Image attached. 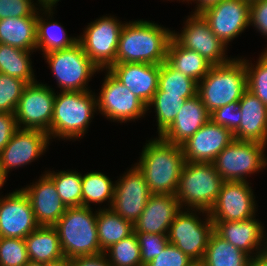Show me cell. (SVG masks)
<instances>
[{
    "label": "cell",
    "instance_id": "7dc6e473",
    "mask_svg": "<svg viewBox=\"0 0 267 266\" xmlns=\"http://www.w3.org/2000/svg\"><path fill=\"white\" fill-rule=\"evenodd\" d=\"M71 266H111L104 252L97 255L80 256L71 259Z\"/></svg>",
    "mask_w": 267,
    "mask_h": 266
},
{
    "label": "cell",
    "instance_id": "4dcf8cb0",
    "mask_svg": "<svg viewBox=\"0 0 267 266\" xmlns=\"http://www.w3.org/2000/svg\"><path fill=\"white\" fill-rule=\"evenodd\" d=\"M250 256L214 231L210 236L202 266H249Z\"/></svg>",
    "mask_w": 267,
    "mask_h": 266
},
{
    "label": "cell",
    "instance_id": "4316f807",
    "mask_svg": "<svg viewBox=\"0 0 267 266\" xmlns=\"http://www.w3.org/2000/svg\"><path fill=\"white\" fill-rule=\"evenodd\" d=\"M24 240L30 261L47 264L65 257L55 227L39 226Z\"/></svg>",
    "mask_w": 267,
    "mask_h": 266
},
{
    "label": "cell",
    "instance_id": "6da1fadb",
    "mask_svg": "<svg viewBox=\"0 0 267 266\" xmlns=\"http://www.w3.org/2000/svg\"><path fill=\"white\" fill-rule=\"evenodd\" d=\"M171 39L172 31L154 22L143 19L125 22L120 33L115 64L161 65L166 61Z\"/></svg>",
    "mask_w": 267,
    "mask_h": 266
},
{
    "label": "cell",
    "instance_id": "bcb514c9",
    "mask_svg": "<svg viewBox=\"0 0 267 266\" xmlns=\"http://www.w3.org/2000/svg\"><path fill=\"white\" fill-rule=\"evenodd\" d=\"M18 129L13 113H0V153Z\"/></svg>",
    "mask_w": 267,
    "mask_h": 266
},
{
    "label": "cell",
    "instance_id": "f1b7e54d",
    "mask_svg": "<svg viewBox=\"0 0 267 266\" xmlns=\"http://www.w3.org/2000/svg\"><path fill=\"white\" fill-rule=\"evenodd\" d=\"M165 62L197 83L208 74L213 66L199 53L180 46L173 38L169 42Z\"/></svg>",
    "mask_w": 267,
    "mask_h": 266
},
{
    "label": "cell",
    "instance_id": "8992f818",
    "mask_svg": "<svg viewBox=\"0 0 267 266\" xmlns=\"http://www.w3.org/2000/svg\"><path fill=\"white\" fill-rule=\"evenodd\" d=\"M223 183L213 163L185 162L174 195L182 209L209 212Z\"/></svg>",
    "mask_w": 267,
    "mask_h": 266
},
{
    "label": "cell",
    "instance_id": "9c48e42d",
    "mask_svg": "<svg viewBox=\"0 0 267 266\" xmlns=\"http://www.w3.org/2000/svg\"><path fill=\"white\" fill-rule=\"evenodd\" d=\"M267 144L233 140L212 162L224 181H247L248 175L267 166L264 154Z\"/></svg>",
    "mask_w": 267,
    "mask_h": 266
},
{
    "label": "cell",
    "instance_id": "681fc988",
    "mask_svg": "<svg viewBox=\"0 0 267 266\" xmlns=\"http://www.w3.org/2000/svg\"><path fill=\"white\" fill-rule=\"evenodd\" d=\"M189 1H190V3H191V1H193V2L196 1L194 3L197 4L196 5L197 7L195 6V11L193 13H200L204 9H206V8H208V7L214 5V4H216L222 0H189Z\"/></svg>",
    "mask_w": 267,
    "mask_h": 266
},
{
    "label": "cell",
    "instance_id": "e0dca14e",
    "mask_svg": "<svg viewBox=\"0 0 267 266\" xmlns=\"http://www.w3.org/2000/svg\"><path fill=\"white\" fill-rule=\"evenodd\" d=\"M48 133L40 130L17 129L0 153V171L7 179L12 169L37 160L48 149Z\"/></svg>",
    "mask_w": 267,
    "mask_h": 266
},
{
    "label": "cell",
    "instance_id": "2e32d148",
    "mask_svg": "<svg viewBox=\"0 0 267 266\" xmlns=\"http://www.w3.org/2000/svg\"><path fill=\"white\" fill-rule=\"evenodd\" d=\"M151 195L143 173L135 165L115 181L110 208L134 224L145 209Z\"/></svg>",
    "mask_w": 267,
    "mask_h": 266
},
{
    "label": "cell",
    "instance_id": "8fae6325",
    "mask_svg": "<svg viewBox=\"0 0 267 266\" xmlns=\"http://www.w3.org/2000/svg\"><path fill=\"white\" fill-rule=\"evenodd\" d=\"M27 84L14 115L19 129L40 130L48 133L52 121L55 91L42 82Z\"/></svg>",
    "mask_w": 267,
    "mask_h": 266
},
{
    "label": "cell",
    "instance_id": "44dd1931",
    "mask_svg": "<svg viewBox=\"0 0 267 266\" xmlns=\"http://www.w3.org/2000/svg\"><path fill=\"white\" fill-rule=\"evenodd\" d=\"M213 226L218 236L244 251L251 258L267 248L264 226L255 216L236 222L213 221Z\"/></svg>",
    "mask_w": 267,
    "mask_h": 266
},
{
    "label": "cell",
    "instance_id": "277c9868",
    "mask_svg": "<svg viewBox=\"0 0 267 266\" xmlns=\"http://www.w3.org/2000/svg\"><path fill=\"white\" fill-rule=\"evenodd\" d=\"M91 207H69L54 226L63 254L72 259L102 253L98 241L97 211Z\"/></svg>",
    "mask_w": 267,
    "mask_h": 266
},
{
    "label": "cell",
    "instance_id": "b9f144b4",
    "mask_svg": "<svg viewBox=\"0 0 267 266\" xmlns=\"http://www.w3.org/2000/svg\"><path fill=\"white\" fill-rule=\"evenodd\" d=\"M34 0H0V20L13 17L38 16Z\"/></svg>",
    "mask_w": 267,
    "mask_h": 266
},
{
    "label": "cell",
    "instance_id": "1f68e13d",
    "mask_svg": "<svg viewBox=\"0 0 267 266\" xmlns=\"http://www.w3.org/2000/svg\"><path fill=\"white\" fill-rule=\"evenodd\" d=\"M31 54L32 51L0 43V73L23 80L27 84L36 82Z\"/></svg>",
    "mask_w": 267,
    "mask_h": 266
},
{
    "label": "cell",
    "instance_id": "5bb4252c",
    "mask_svg": "<svg viewBox=\"0 0 267 266\" xmlns=\"http://www.w3.org/2000/svg\"><path fill=\"white\" fill-rule=\"evenodd\" d=\"M200 14L212 32L227 46L250 26L249 0H222Z\"/></svg>",
    "mask_w": 267,
    "mask_h": 266
},
{
    "label": "cell",
    "instance_id": "d590c367",
    "mask_svg": "<svg viewBox=\"0 0 267 266\" xmlns=\"http://www.w3.org/2000/svg\"><path fill=\"white\" fill-rule=\"evenodd\" d=\"M111 266H142L140 246L135 233L104 251Z\"/></svg>",
    "mask_w": 267,
    "mask_h": 266
},
{
    "label": "cell",
    "instance_id": "d6a6232c",
    "mask_svg": "<svg viewBox=\"0 0 267 266\" xmlns=\"http://www.w3.org/2000/svg\"><path fill=\"white\" fill-rule=\"evenodd\" d=\"M198 83L166 62L160 65L158 90L154 95H173L186 99L197 95Z\"/></svg>",
    "mask_w": 267,
    "mask_h": 266
},
{
    "label": "cell",
    "instance_id": "60d3db41",
    "mask_svg": "<svg viewBox=\"0 0 267 266\" xmlns=\"http://www.w3.org/2000/svg\"><path fill=\"white\" fill-rule=\"evenodd\" d=\"M139 246L141 254L142 266H145L153 260L162 249L169 243L168 234H156L145 232H134Z\"/></svg>",
    "mask_w": 267,
    "mask_h": 266
},
{
    "label": "cell",
    "instance_id": "e575fe53",
    "mask_svg": "<svg viewBox=\"0 0 267 266\" xmlns=\"http://www.w3.org/2000/svg\"><path fill=\"white\" fill-rule=\"evenodd\" d=\"M54 182L57 193L67 208L82 206V174L77 171H45Z\"/></svg>",
    "mask_w": 267,
    "mask_h": 266
},
{
    "label": "cell",
    "instance_id": "f6af8a7d",
    "mask_svg": "<svg viewBox=\"0 0 267 266\" xmlns=\"http://www.w3.org/2000/svg\"><path fill=\"white\" fill-rule=\"evenodd\" d=\"M250 25L267 37V0L250 2Z\"/></svg>",
    "mask_w": 267,
    "mask_h": 266
},
{
    "label": "cell",
    "instance_id": "3957f363",
    "mask_svg": "<svg viewBox=\"0 0 267 266\" xmlns=\"http://www.w3.org/2000/svg\"><path fill=\"white\" fill-rule=\"evenodd\" d=\"M96 111V95L92 90L58 92L54 99L50 139L76 141L82 138Z\"/></svg>",
    "mask_w": 267,
    "mask_h": 266
},
{
    "label": "cell",
    "instance_id": "484cf974",
    "mask_svg": "<svg viewBox=\"0 0 267 266\" xmlns=\"http://www.w3.org/2000/svg\"><path fill=\"white\" fill-rule=\"evenodd\" d=\"M37 17L38 16H26L1 19L0 43L25 51L36 52Z\"/></svg>",
    "mask_w": 267,
    "mask_h": 266
},
{
    "label": "cell",
    "instance_id": "f907efd6",
    "mask_svg": "<svg viewBox=\"0 0 267 266\" xmlns=\"http://www.w3.org/2000/svg\"><path fill=\"white\" fill-rule=\"evenodd\" d=\"M45 266H71V259L64 257L60 260L49 262Z\"/></svg>",
    "mask_w": 267,
    "mask_h": 266
},
{
    "label": "cell",
    "instance_id": "8d00e7d4",
    "mask_svg": "<svg viewBox=\"0 0 267 266\" xmlns=\"http://www.w3.org/2000/svg\"><path fill=\"white\" fill-rule=\"evenodd\" d=\"M184 101V98L173 95L153 96V99L147 106V110L151 107H155L158 136H160L174 121L179 110L182 108Z\"/></svg>",
    "mask_w": 267,
    "mask_h": 266
},
{
    "label": "cell",
    "instance_id": "4fadbf2b",
    "mask_svg": "<svg viewBox=\"0 0 267 266\" xmlns=\"http://www.w3.org/2000/svg\"><path fill=\"white\" fill-rule=\"evenodd\" d=\"M185 27L179 32L172 31V38L186 49L196 51L212 65H222L233 58L226 57L227 45L210 29L200 13H192Z\"/></svg>",
    "mask_w": 267,
    "mask_h": 266
},
{
    "label": "cell",
    "instance_id": "52a82bcc",
    "mask_svg": "<svg viewBox=\"0 0 267 266\" xmlns=\"http://www.w3.org/2000/svg\"><path fill=\"white\" fill-rule=\"evenodd\" d=\"M60 91H91L88 83L99 68L91 61L79 42L73 46L43 54Z\"/></svg>",
    "mask_w": 267,
    "mask_h": 266
},
{
    "label": "cell",
    "instance_id": "d6986e66",
    "mask_svg": "<svg viewBox=\"0 0 267 266\" xmlns=\"http://www.w3.org/2000/svg\"><path fill=\"white\" fill-rule=\"evenodd\" d=\"M234 139L233 133L211 119L182 146L186 162L212 163Z\"/></svg>",
    "mask_w": 267,
    "mask_h": 266
},
{
    "label": "cell",
    "instance_id": "db71d44e",
    "mask_svg": "<svg viewBox=\"0 0 267 266\" xmlns=\"http://www.w3.org/2000/svg\"><path fill=\"white\" fill-rule=\"evenodd\" d=\"M193 266H202L200 263H196L195 265H193Z\"/></svg>",
    "mask_w": 267,
    "mask_h": 266
},
{
    "label": "cell",
    "instance_id": "603a6c76",
    "mask_svg": "<svg viewBox=\"0 0 267 266\" xmlns=\"http://www.w3.org/2000/svg\"><path fill=\"white\" fill-rule=\"evenodd\" d=\"M182 210L171 194H152L140 217L133 224L134 232L168 234L174 218Z\"/></svg>",
    "mask_w": 267,
    "mask_h": 266
},
{
    "label": "cell",
    "instance_id": "30bf717a",
    "mask_svg": "<svg viewBox=\"0 0 267 266\" xmlns=\"http://www.w3.org/2000/svg\"><path fill=\"white\" fill-rule=\"evenodd\" d=\"M88 24L78 42L99 70L109 69L115 64L120 33L125 23L114 16H102Z\"/></svg>",
    "mask_w": 267,
    "mask_h": 266
},
{
    "label": "cell",
    "instance_id": "cb8c5ba5",
    "mask_svg": "<svg viewBox=\"0 0 267 266\" xmlns=\"http://www.w3.org/2000/svg\"><path fill=\"white\" fill-rule=\"evenodd\" d=\"M210 120L199 95L186 99L171 125L160 135L169 143L183 144Z\"/></svg>",
    "mask_w": 267,
    "mask_h": 266
},
{
    "label": "cell",
    "instance_id": "f35d334b",
    "mask_svg": "<svg viewBox=\"0 0 267 266\" xmlns=\"http://www.w3.org/2000/svg\"><path fill=\"white\" fill-rule=\"evenodd\" d=\"M27 83L0 73V113H13Z\"/></svg>",
    "mask_w": 267,
    "mask_h": 266
},
{
    "label": "cell",
    "instance_id": "7402d4cb",
    "mask_svg": "<svg viewBox=\"0 0 267 266\" xmlns=\"http://www.w3.org/2000/svg\"><path fill=\"white\" fill-rule=\"evenodd\" d=\"M146 106L158 90L160 65L147 63H117L108 69Z\"/></svg>",
    "mask_w": 267,
    "mask_h": 266
},
{
    "label": "cell",
    "instance_id": "74e56055",
    "mask_svg": "<svg viewBox=\"0 0 267 266\" xmlns=\"http://www.w3.org/2000/svg\"><path fill=\"white\" fill-rule=\"evenodd\" d=\"M243 60L247 74V90L267 106V50L262 52L255 65L245 58Z\"/></svg>",
    "mask_w": 267,
    "mask_h": 266
},
{
    "label": "cell",
    "instance_id": "ab89813d",
    "mask_svg": "<svg viewBox=\"0 0 267 266\" xmlns=\"http://www.w3.org/2000/svg\"><path fill=\"white\" fill-rule=\"evenodd\" d=\"M29 261L24 239L0 237V266H24Z\"/></svg>",
    "mask_w": 267,
    "mask_h": 266
},
{
    "label": "cell",
    "instance_id": "7a4b0ae2",
    "mask_svg": "<svg viewBox=\"0 0 267 266\" xmlns=\"http://www.w3.org/2000/svg\"><path fill=\"white\" fill-rule=\"evenodd\" d=\"M145 143L136 165L143 173L152 194L174 195L185 164L182 146L160 136Z\"/></svg>",
    "mask_w": 267,
    "mask_h": 266
},
{
    "label": "cell",
    "instance_id": "5b68a950",
    "mask_svg": "<svg viewBox=\"0 0 267 266\" xmlns=\"http://www.w3.org/2000/svg\"><path fill=\"white\" fill-rule=\"evenodd\" d=\"M247 90V74L242 57L222 65H213L198 82L197 94L209 113L215 109L239 102Z\"/></svg>",
    "mask_w": 267,
    "mask_h": 266
},
{
    "label": "cell",
    "instance_id": "7c38bea8",
    "mask_svg": "<svg viewBox=\"0 0 267 266\" xmlns=\"http://www.w3.org/2000/svg\"><path fill=\"white\" fill-rule=\"evenodd\" d=\"M99 96L97 111L113 122L139 120L147 113V106L124 86L108 69Z\"/></svg>",
    "mask_w": 267,
    "mask_h": 266
},
{
    "label": "cell",
    "instance_id": "ba28073f",
    "mask_svg": "<svg viewBox=\"0 0 267 266\" xmlns=\"http://www.w3.org/2000/svg\"><path fill=\"white\" fill-rule=\"evenodd\" d=\"M194 211V212H193ZM198 212V213H196ZM200 213L206 216L201 220ZM205 213V215H204ZM214 231L209 212L183 209L174 218L168 232L170 244L175 245L195 263H201L211 234Z\"/></svg>",
    "mask_w": 267,
    "mask_h": 266
},
{
    "label": "cell",
    "instance_id": "c3c4849f",
    "mask_svg": "<svg viewBox=\"0 0 267 266\" xmlns=\"http://www.w3.org/2000/svg\"><path fill=\"white\" fill-rule=\"evenodd\" d=\"M249 266H267V248L250 258Z\"/></svg>",
    "mask_w": 267,
    "mask_h": 266
},
{
    "label": "cell",
    "instance_id": "d4e9b609",
    "mask_svg": "<svg viewBox=\"0 0 267 266\" xmlns=\"http://www.w3.org/2000/svg\"><path fill=\"white\" fill-rule=\"evenodd\" d=\"M242 115L234 139L267 144V106L253 93L246 90L239 101Z\"/></svg>",
    "mask_w": 267,
    "mask_h": 266
},
{
    "label": "cell",
    "instance_id": "7bdbcfd3",
    "mask_svg": "<svg viewBox=\"0 0 267 266\" xmlns=\"http://www.w3.org/2000/svg\"><path fill=\"white\" fill-rule=\"evenodd\" d=\"M196 263L175 245L168 243L151 262L145 266H193Z\"/></svg>",
    "mask_w": 267,
    "mask_h": 266
},
{
    "label": "cell",
    "instance_id": "ac0fdd59",
    "mask_svg": "<svg viewBox=\"0 0 267 266\" xmlns=\"http://www.w3.org/2000/svg\"><path fill=\"white\" fill-rule=\"evenodd\" d=\"M38 227L29 199L22 189L0 197V237L24 239Z\"/></svg>",
    "mask_w": 267,
    "mask_h": 266
},
{
    "label": "cell",
    "instance_id": "f5cc1de1",
    "mask_svg": "<svg viewBox=\"0 0 267 266\" xmlns=\"http://www.w3.org/2000/svg\"><path fill=\"white\" fill-rule=\"evenodd\" d=\"M5 182H6V179L2 176L1 171H0V189H2L1 187L4 185Z\"/></svg>",
    "mask_w": 267,
    "mask_h": 266
},
{
    "label": "cell",
    "instance_id": "836d02e7",
    "mask_svg": "<svg viewBox=\"0 0 267 266\" xmlns=\"http://www.w3.org/2000/svg\"><path fill=\"white\" fill-rule=\"evenodd\" d=\"M115 184L102 172H88L82 175V206L90 207L91 203L96 205L108 202L111 207L114 196Z\"/></svg>",
    "mask_w": 267,
    "mask_h": 266
},
{
    "label": "cell",
    "instance_id": "83f0119b",
    "mask_svg": "<svg viewBox=\"0 0 267 266\" xmlns=\"http://www.w3.org/2000/svg\"><path fill=\"white\" fill-rule=\"evenodd\" d=\"M39 11H44L42 15L44 14L45 17L48 15L47 19L40 15ZM39 11L37 17V50H42V54L66 49L78 42V36L68 37L61 23L52 20L53 8H40Z\"/></svg>",
    "mask_w": 267,
    "mask_h": 266
},
{
    "label": "cell",
    "instance_id": "ee69618b",
    "mask_svg": "<svg viewBox=\"0 0 267 266\" xmlns=\"http://www.w3.org/2000/svg\"><path fill=\"white\" fill-rule=\"evenodd\" d=\"M210 119L233 133L239 127L242 119L239 102H232L215 109L210 113Z\"/></svg>",
    "mask_w": 267,
    "mask_h": 266
},
{
    "label": "cell",
    "instance_id": "9a60e30c",
    "mask_svg": "<svg viewBox=\"0 0 267 266\" xmlns=\"http://www.w3.org/2000/svg\"><path fill=\"white\" fill-rule=\"evenodd\" d=\"M248 181H224L209 211L212 221H244L256 214V200Z\"/></svg>",
    "mask_w": 267,
    "mask_h": 266
},
{
    "label": "cell",
    "instance_id": "f546056e",
    "mask_svg": "<svg viewBox=\"0 0 267 266\" xmlns=\"http://www.w3.org/2000/svg\"><path fill=\"white\" fill-rule=\"evenodd\" d=\"M97 232L101 251L134 232L133 223L122 218L111 208L100 207L97 211Z\"/></svg>",
    "mask_w": 267,
    "mask_h": 266
},
{
    "label": "cell",
    "instance_id": "816d5d0a",
    "mask_svg": "<svg viewBox=\"0 0 267 266\" xmlns=\"http://www.w3.org/2000/svg\"><path fill=\"white\" fill-rule=\"evenodd\" d=\"M24 266H45V264L43 263H39V262H34V261H29L27 264H25Z\"/></svg>",
    "mask_w": 267,
    "mask_h": 266
},
{
    "label": "cell",
    "instance_id": "ffe728a7",
    "mask_svg": "<svg viewBox=\"0 0 267 266\" xmlns=\"http://www.w3.org/2000/svg\"><path fill=\"white\" fill-rule=\"evenodd\" d=\"M40 179L21 188L27 195L38 226L54 227L67 210L54 182L44 173Z\"/></svg>",
    "mask_w": 267,
    "mask_h": 266
}]
</instances>
